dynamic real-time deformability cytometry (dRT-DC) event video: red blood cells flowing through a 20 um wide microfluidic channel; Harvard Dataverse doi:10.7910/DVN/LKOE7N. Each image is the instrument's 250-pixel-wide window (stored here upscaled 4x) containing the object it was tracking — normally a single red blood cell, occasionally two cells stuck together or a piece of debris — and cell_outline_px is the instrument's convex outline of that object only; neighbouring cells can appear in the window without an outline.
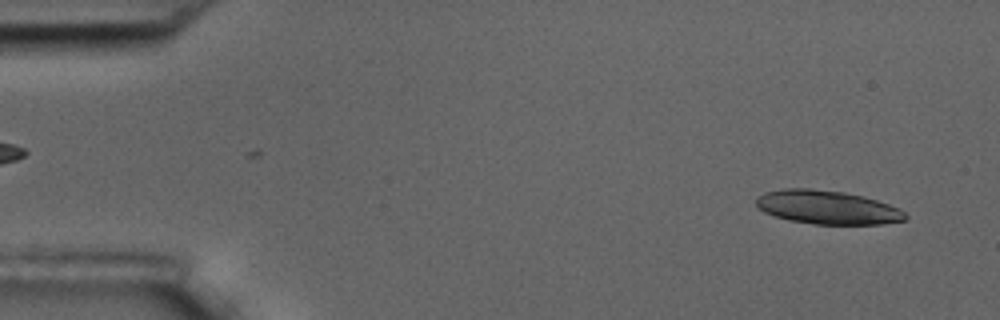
{"species": "common noctule bat (a hibernating species)", "species_latin": "Nyctalus noctula", "temperature_condition": "room temperature", "stored_images_in_passage": 6, "segment_of_instrument_passage": [2, 2], "camera_frame_rate_fps": 3000, "um_per_image_px": 0.085, "animal": {"sex": "male", "body_mass_g": 17.5, "forearm_length_mm": 52.3}, "frame": {"image": 1, "passage_image": 6, "time_ms": 6.0, "image_size_px": [1000, 320], "cell_outline_px": [[908, 220], [884, 224], [816, 224], [788, 220], [764, 212], [756, 208], [756, 196], [764, 192], [784, 188], [812, 188], [844, 192], [864, 196], [900, 208], [908, 216]], "centroid_in_image_um": [70.32, 17.62], "position_along_channel_um": 14.7, "area_um2": 29.59}}